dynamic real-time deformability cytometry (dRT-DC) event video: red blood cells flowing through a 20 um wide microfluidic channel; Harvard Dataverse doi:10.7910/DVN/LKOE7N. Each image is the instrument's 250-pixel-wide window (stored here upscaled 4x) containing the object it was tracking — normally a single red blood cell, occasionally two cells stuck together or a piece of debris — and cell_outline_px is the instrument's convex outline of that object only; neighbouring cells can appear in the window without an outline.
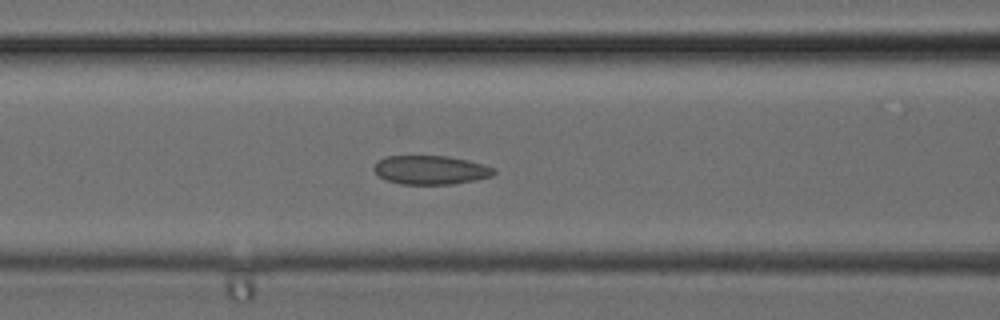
{"species": "common noctule bat (a hibernating species)", "species_latin": "Nyctalus noctula", "temperature_condition": "cold", "stored_images_in_passage": 35, "camera_frame_rate_fps": 3000, "um_per_image_px": 0.085, "animal": {"sex": "female", "body_mass_g": 24.6, "forearm_length_mm": 56.2}, "frame": {"image": 1, "passage_image": 14, "time_ms": 4.333, "image_size_px": [1000, 320], "cell_outline_px": [[496, 172], [492, 176], [476, 180], [452, 184], [400, 184], [388, 180], [380, 176], [372, 168], [376, 160], [384, 156], [448, 156], [468, 160], [484, 164], [496, 168]], "centroid_in_image_um": [36.62, 14.44], "position_along_channel_um": 130.0, "area_um2": 20.35}}
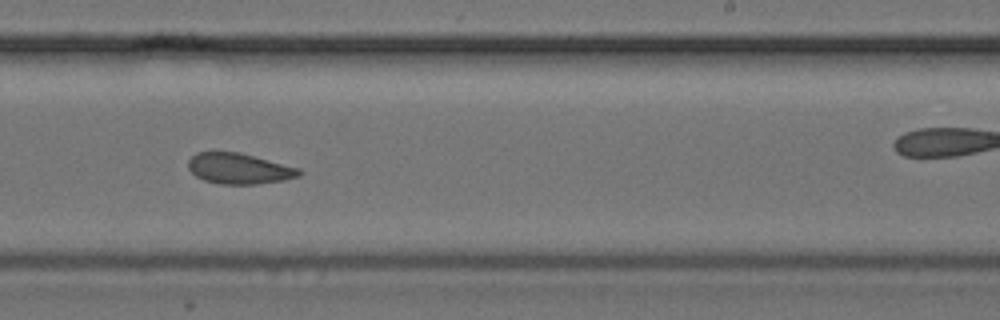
{"frame": {"image": 2, "passage_image": 21, "time_ms": 6.667, "image_size_px": [1000, 320], "cell_outline_px": [[304, 172], [300, 176], [284, 180], [256, 184], [220, 184], [204, 180], [196, 176], [188, 168], [188, 160], [196, 152], [240, 152], [300, 168]], "centroid_in_image_um": [20.35, 14.33], "position_along_channel_um": 268.7, "area_um2": 19.94}}
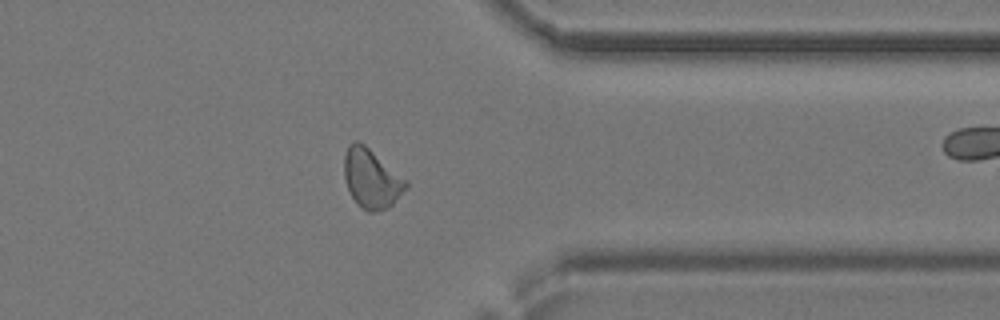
{"frame": {"image": 3, "passage_image": 27, "time_ms": 8.667, "image_size_px": [1000, 320], "cell_outline_px": [[408, 184], [392, 204], [388, 208], [376, 212], [368, 212], [360, 208], [356, 204], [348, 188], [344, 176], [344, 156], [348, 144], [352, 140], [360, 140], [408, 180]], "centroid_in_image_um": [31.55, 15.15], "position_along_channel_um": 379.9, "area_um2": 21.5}}